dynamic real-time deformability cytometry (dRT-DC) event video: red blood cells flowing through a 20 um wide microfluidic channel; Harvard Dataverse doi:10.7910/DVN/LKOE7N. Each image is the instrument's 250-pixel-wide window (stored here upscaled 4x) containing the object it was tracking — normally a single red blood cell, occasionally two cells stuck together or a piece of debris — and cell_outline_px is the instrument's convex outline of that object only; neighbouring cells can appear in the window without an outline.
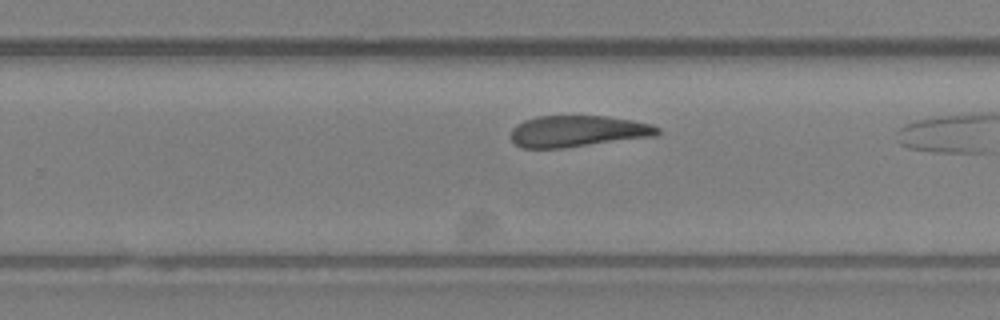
{"species": "Egyptian fruit bat (a non-hibernating species)", "species_latin": "Rousettus aegyptiacus", "temperature_condition": "room temperature", "stored_images_in_passage": 28, "camera_frame_rate_fps": 3000, "um_per_image_px": 0.085, "animal": {"sex": "female"}, "frame": {"image": 1, "passage_image": 22, "time_ms": 7.0, "image_size_px": [1000, 320], "cell_outline_px": [[660, 132], [656, 136], [564, 148], [524, 148], [516, 144], [512, 140], [512, 128], [516, 124], [524, 120], [536, 116], [604, 116], [632, 120], [652, 124], [660, 128]], "centroid_in_image_um": [49.12, 11.15], "position_along_channel_um": 280.7, "area_um2": 26.88}}
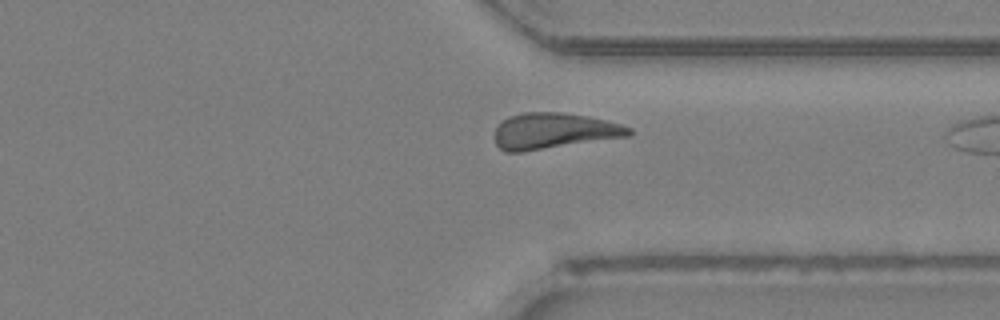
{"frame": {"image": 2, "passage_image": 27, "time_ms": 8.667, "image_size_px": [1000, 320], "cell_outline_px": [[632, 136], [520, 152], [504, 152], [496, 144], [492, 136], [496, 128], [508, 116], [524, 112], [564, 112], [588, 116], [620, 124], [632, 128]], "centroid_in_image_um": [47.06, 11.13], "position_along_channel_um": 364.3, "area_um2": 28.32}}